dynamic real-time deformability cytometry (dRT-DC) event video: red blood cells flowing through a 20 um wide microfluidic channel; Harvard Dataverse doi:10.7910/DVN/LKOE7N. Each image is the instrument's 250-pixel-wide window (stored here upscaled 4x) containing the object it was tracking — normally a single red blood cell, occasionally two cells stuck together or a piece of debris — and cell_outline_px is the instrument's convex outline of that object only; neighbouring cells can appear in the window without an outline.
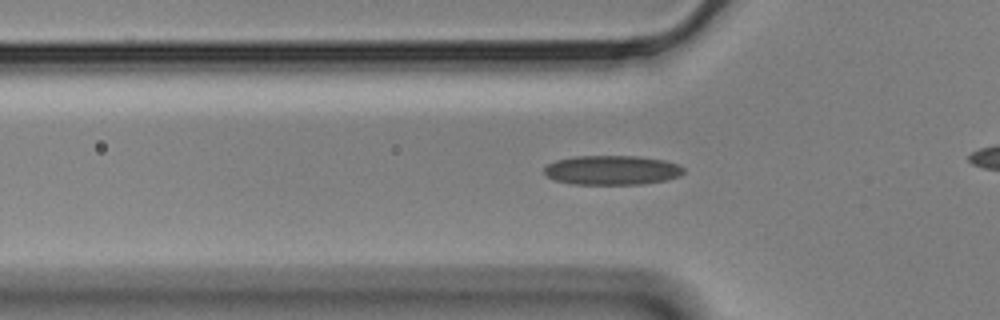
{"species": "Egyptian fruit bat (a non-hibernating species)", "species_latin": "Rousettus aegyptiacus", "temperature_condition": "cold", "stored_images_in_passage": 34, "camera_frame_rate_fps": 3000, "um_per_image_px": 0.085, "animal": {"sex": "male"}, "frame": {"image": 1, "passage_image": 6, "time_ms": 1.667, "image_size_px": [1000, 320], "cell_outline_px": [[684, 172], [680, 176], [664, 180], [644, 184], [572, 184], [552, 180], [544, 172], [544, 168], [548, 164], [556, 160], [576, 156], [636, 156], [664, 160], [676, 164], [684, 168]], "centroid_in_image_um": [52.0, 14.46], "position_along_channel_um": 73.8, "area_um2": 23.87}}
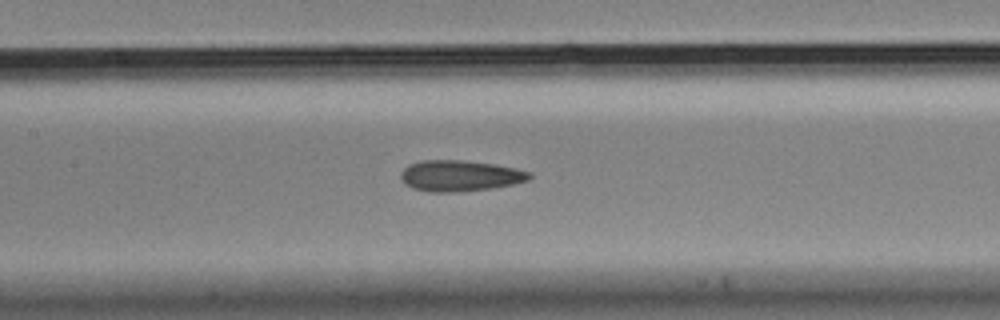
{"frame": {"image": 2, "passage_image": 14, "time_ms": 4.333, "image_size_px": [1000, 320], "cell_outline_px": [[532, 176], [528, 180], [512, 184], [492, 188], [456, 192], [432, 192], [412, 188], [404, 184], [400, 176], [400, 172], [408, 164], [420, 160], [464, 160], [496, 164], [516, 168], [532, 172]], "centroid_in_image_um": [39.08, 14.93], "position_along_channel_um": 168.3, "area_um2": 23.47}}
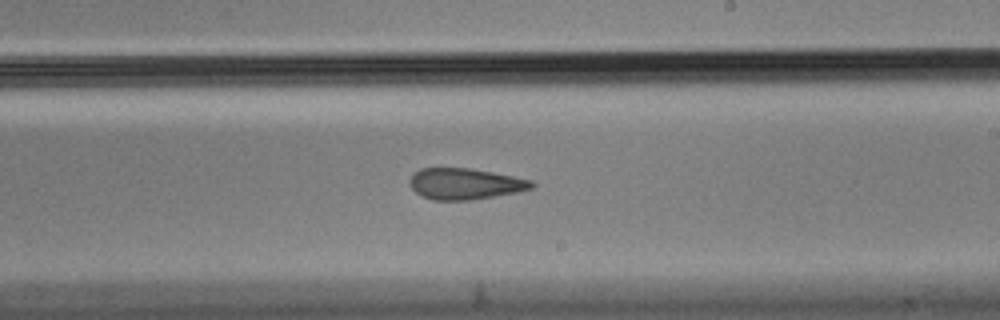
{"frame": {"image": 3, "passage_image": 21, "time_ms": 6.667, "image_size_px": [1000, 320], "cell_outline_px": [[536, 184], [532, 188], [520, 192], [472, 200], [432, 200], [420, 196], [408, 184], [408, 180], [420, 168], [468, 168], [492, 172], [532, 180]], "centroid_in_image_um": [39.53, 15.64], "position_along_channel_um": 249.5, "area_um2": 22.31}}